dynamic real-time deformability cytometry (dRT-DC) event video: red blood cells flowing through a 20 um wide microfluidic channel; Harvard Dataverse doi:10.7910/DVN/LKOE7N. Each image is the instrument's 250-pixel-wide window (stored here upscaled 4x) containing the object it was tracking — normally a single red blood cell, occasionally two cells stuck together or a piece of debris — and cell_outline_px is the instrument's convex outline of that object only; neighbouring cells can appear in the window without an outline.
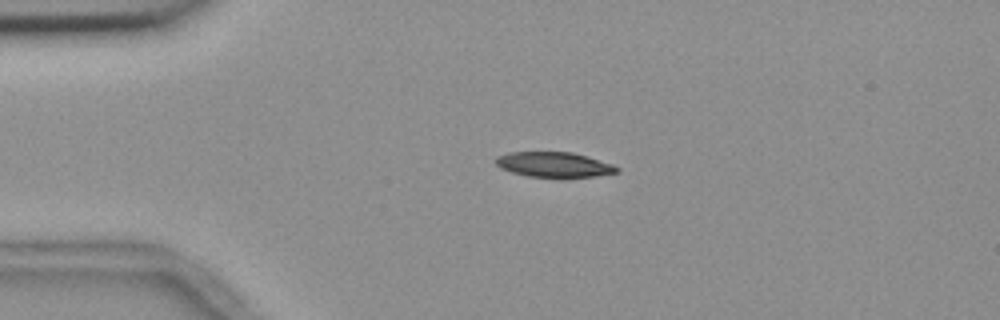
{"species": "common noctule bat (a hibernating species)", "species_latin": "Nyctalus noctula", "temperature_condition": "room temperature", "stored_images_in_passage": 44, "camera_frame_rate_fps": 3000, "um_per_image_px": 0.085, "animal": {"sex": "female", "body_mass_g": 18.4}, "frame": {"image": 1, "passage_image": 1, "time_ms": 0.0, "image_size_px": [1000, 320], "cell_outline_px": [[620, 172], [596, 176], [528, 176], [512, 172], [500, 168], [496, 164], [496, 156], [508, 152], [572, 152], [588, 156], [612, 164], [620, 168]], "centroid_in_image_um": [47.1, 13.97], "position_along_channel_um": 37.9, "area_um2": 17.51}}
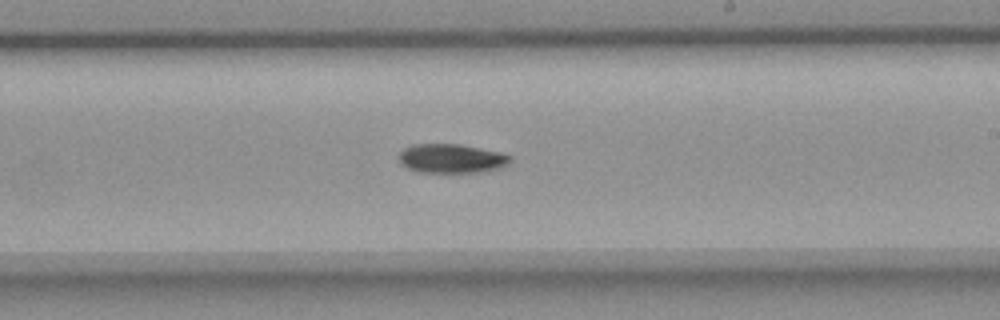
{"frame": {"image": 2, "passage_image": 21, "time_ms": 6.667, "image_size_px": [1000, 320], "cell_outline_px": [[512, 160], [508, 164], [488, 172], [420, 172], [408, 168], [400, 164], [400, 152], [404, 148], [412, 144], [460, 144], [500, 152], [512, 156]], "centroid_in_image_um": [38.4, 13.47], "position_along_channel_um": 250.6, "area_um2": 18.96}}
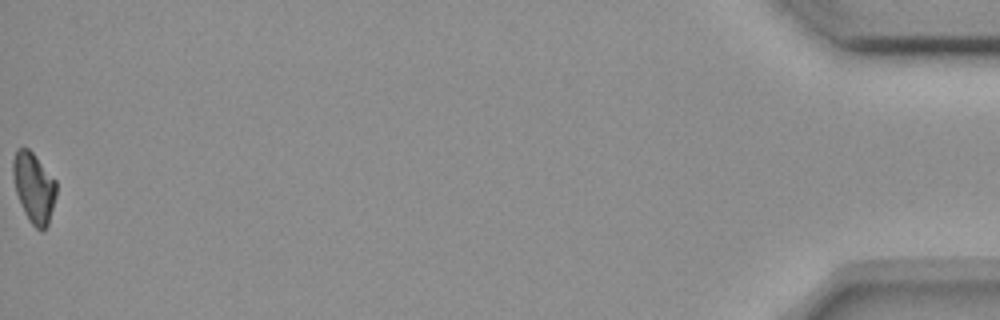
{"frame": {"image": 3, "passage_image": 44, "time_ms": 14.333, "image_size_px": [1000, 320], "cell_outline_px": [[56, 196], [48, 224], [44, 232], [40, 232], [28, 220], [24, 212], [16, 192], [12, 172], [12, 160], [16, 148], [28, 148], [32, 152], [56, 180]], "centroid_in_image_um": [2.87, 15.95], "position_along_channel_um": 432.3, "area_um2": 17.8}, "authors_computed_cell_mechanics": {"area_um2": 18.9295, "velocity_mm_per_s": 3.6865, "shape_relaxation_time_tau1_ms": 4.2925, "shape_relaxation_time_tau2_ms": null, "deformation_change_tau1": 0.1379, "deformation_change_tau2": null}}